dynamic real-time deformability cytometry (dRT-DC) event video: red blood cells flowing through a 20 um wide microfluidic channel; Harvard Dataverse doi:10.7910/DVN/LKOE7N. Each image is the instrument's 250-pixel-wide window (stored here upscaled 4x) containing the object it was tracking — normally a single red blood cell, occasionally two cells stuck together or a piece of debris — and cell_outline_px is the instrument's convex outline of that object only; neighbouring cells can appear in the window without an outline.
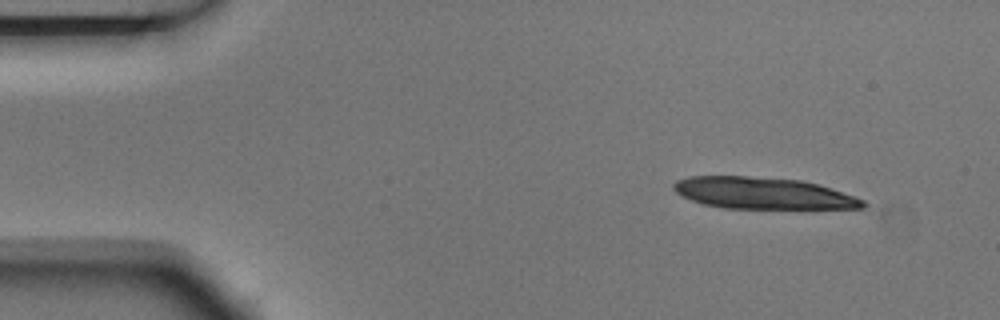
{"species": "Egyptian fruit bat (a non-hibernating species)", "species_latin": "Rousettus aegyptiacus", "temperature_condition": "room temperature", "stored_images_in_passage": 5, "segment_of_instrument_passage": [2, 2], "camera_frame_rate_fps": 3000, "um_per_image_px": 0.085, "animal": {"sex": "male"}, "frame": {"image": 1, "passage_image": 5, "time_ms": 1.333, "image_size_px": [1000, 320], "cell_outline_px": [[868, 204], [864, 208], [724, 208], [704, 204], [692, 200], [676, 192], [672, 188], [672, 184], [676, 180], [688, 176], [748, 176], [800, 180], [820, 184], [832, 188], [864, 200]], "centroid_in_image_um": [64.85, 16.41], "position_along_channel_um": 20.2, "area_um2": 34.8}}